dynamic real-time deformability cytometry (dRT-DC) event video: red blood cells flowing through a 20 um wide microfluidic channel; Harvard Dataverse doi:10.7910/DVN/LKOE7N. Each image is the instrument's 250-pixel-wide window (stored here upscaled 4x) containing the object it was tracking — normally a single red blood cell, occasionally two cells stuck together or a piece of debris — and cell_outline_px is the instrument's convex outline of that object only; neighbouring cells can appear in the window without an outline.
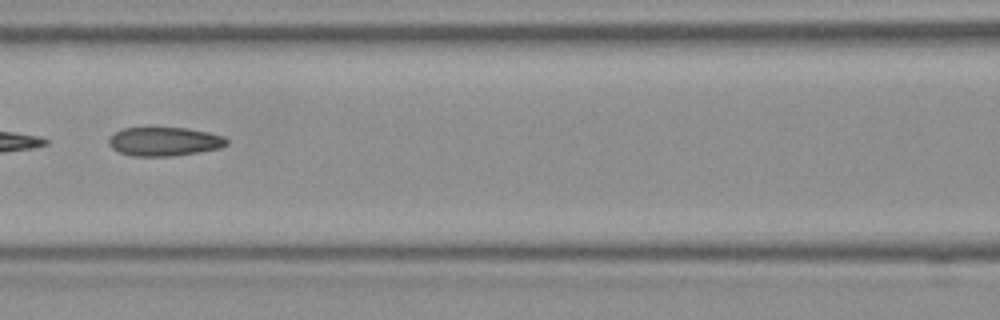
{"species": "Egyptian fruit bat (a non-hibernating species)", "species_latin": "Rousettus aegyptiacus", "temperature_condition": "room temperature", "stored_images_in_passage": 6, "camera_frame_rate_fps": 3000, "um_per_image_px": 0.085, "frame": {"image": 1, "passage_image": 6, "time_ms": 1.667, "image_size_px": [1000, 320], "cell_outline_px": [[228, 144], [220, 148], [172, 156], [132, 156], [120, 152], [112, 148], [108, 144], [108, 140], [116, 132], [124, 128], [188, 128], [208, 132], [224, 136], [228, 140]], "centroid_in_image_um": [13.98, 12.03], "position_along_channel_um": 152.6, "area_um2": 19.65}}